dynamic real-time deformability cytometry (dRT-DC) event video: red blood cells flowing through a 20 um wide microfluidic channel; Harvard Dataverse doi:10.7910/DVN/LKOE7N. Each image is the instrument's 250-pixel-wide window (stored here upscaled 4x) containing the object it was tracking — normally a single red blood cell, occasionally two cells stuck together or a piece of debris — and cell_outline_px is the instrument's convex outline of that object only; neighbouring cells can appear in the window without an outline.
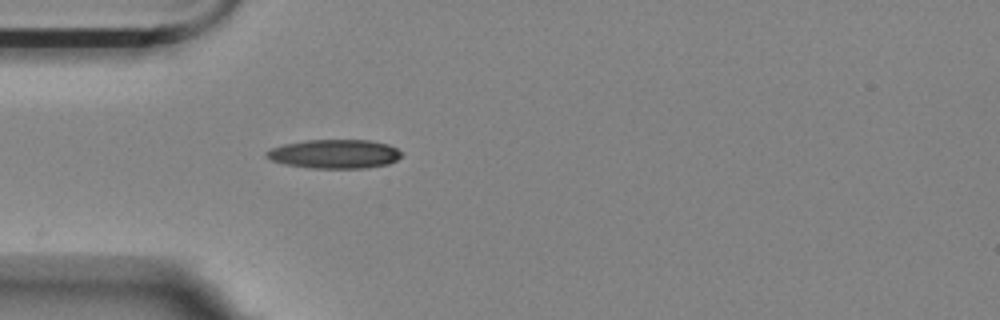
{"species": "Egyptian fruit bat (a non-hibernating species)", "species_latin": "Rousettus aegyptiacus", "temperature_condition": "room temperature", "stored_images_in_passage": 41, "camera_frame_rate_fps": 3000, "um_per_image_px": 0.085, "animal": {"sex": "female"}, "frame": {"image": 1, "passage_image": 1, "time_ms": 0.0, "image_size_px": [1000, 320], "cell_outline_px": [[404, 152], [396, 160], [388, 164], [368, 168], [308, 168], [284, 164], [272, 160], [264, 156], [264, 152], [272, 148], [284, 144], [308, 140], [368, 140], [388, 144]], "centroid_in_image_um": [28.44, 13.09], "position_along_channel_um": 56.6, "area_um2": 22.89}}
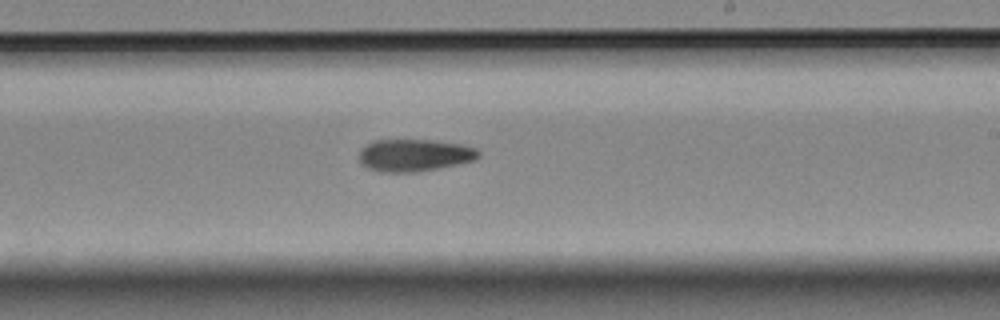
{"frame": {"image": 2, "passage_image": 18, "time_ms": 5.667, "image_size_px": [1000, 320], "cell_outline_px": [[480, 156], [472, 160], [436, 168], [412, 172], [384, 172], [368, 168], [360, 160], [360, 148], [372, 140], [428, 140], [460, 144], [476, 148], [480, 152]], "centroid_in_image_um": [35.19, 13.18], "position_along_channel_um": 253.8, "area_um2": 22.02}}
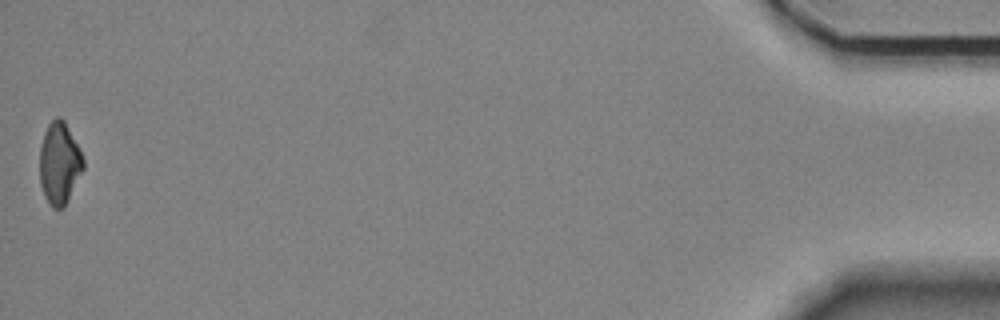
{"frame": {"image": 3, "passage_image": 41, "time_ms": 13.333, "image_size_px": [1000, 320], "cell_outline_px": [[84, 168], [64, 208], [52, 208], [44, 196], [40, 184], [40, 148], [44, 132], [48, 124], [56, 116], [60, 116], [64, 120], [80, 148], [84, 160]], "centroid_in_image_um": [5.05, 13.87], "position_along_channel_um": 430.1, "area_um2": 20.98}, "authors_computed_cell_mechanics": {"area_um2": 22.1374, "velocity_mm_per_s": 3.5468, "shape_relaxation_time_tau1_ms": 8.2647, "shape_relaxation_time_tau2_ms": null, "deformation_change_tau1": 0.1909, "deformation_change_tau2": null}}